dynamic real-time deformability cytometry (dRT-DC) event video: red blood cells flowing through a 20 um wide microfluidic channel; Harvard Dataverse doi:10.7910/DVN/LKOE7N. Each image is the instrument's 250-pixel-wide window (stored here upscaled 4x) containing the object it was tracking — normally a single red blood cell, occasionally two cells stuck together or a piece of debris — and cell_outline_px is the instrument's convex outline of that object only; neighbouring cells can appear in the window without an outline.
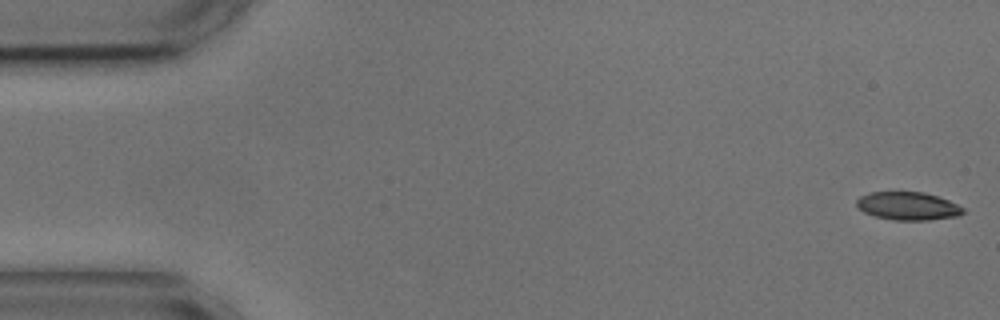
{"species": "common noctule bat (a hibernating species)", "species_latin": "Nyctalus noctula", "temperature_condition": "cold", "stored_images_in_passage": 55, "camera_frame_rate_fps": 3000, "um_per_image_px": 0.085, "animal": {"sex": "male", "body_mass_g": 17.9, "forearm_length_mm": 54.2}, "frame": {"image": 1, "passage_image": 1, "time_ms": 0.0, "image_size_px": [1000, 320], "cell_outline_px": [[964, 212], [960, 216], [928, 220], [896, 220], [876, 216], [864, 212], [856, 208], [856, 200], [860, 196], [872, 192], [924, 192], [948, 200], [964, 208]], "centroid_in_image_um": [77.16, 17.51], "position_along_channel_um": 7.8, "area_um2": 17.4}}
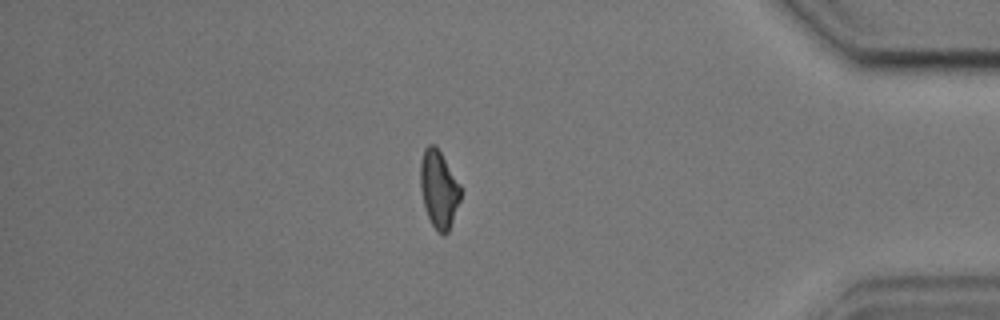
{"frame": {"image": 2, "passage_image": 47, "time_ms": 15.333, "image_size_px": [1000, 320], "cell_outline_px": [[460, 200], [448, 232], [444, 236], [432, 224], [424, 208], [420, 188], [420, 164], [424, 148], [428, 144], [436, 144], [460, 184]], "centroid_in_image_um": [37.28, 16.04], "position_along_channel_um": 397.9, "area_um2": 18.15}}
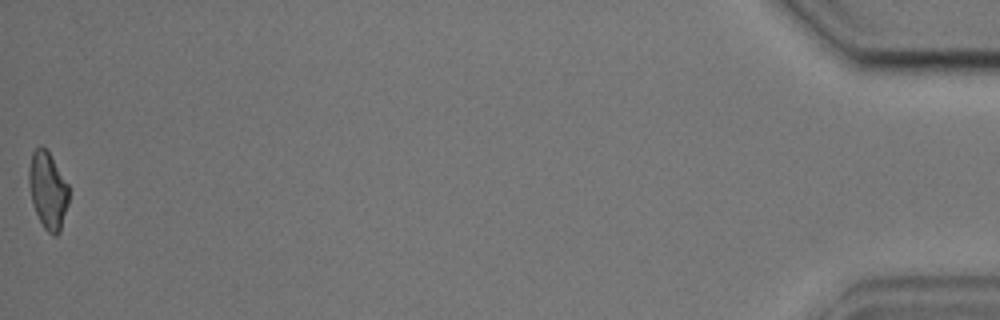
{"frame": {"image": 3, "passage_image": 55, "time_ms": 18.0, "image_size_px": [1000, 320], "cell_outline_px": [[68, 204], [60, 232], [56, 236], [52, 236], [44, 228], [32, 204], [28, 180], [28, 168], [32, 152], [40, 144], [48, 152], [68, 184]], "centroid_in_image_um": [4.05, 16.2], "position_along_channel_um": 431.1, "area_um2": 17.86}, "authors_computed_cell_mechanics": {"area_um2": 18.6694, "velocity_mm_per_s": 3.5937, "shape_relaxation_time_tau1_ms": 5.2307, "shape_relaxation_time_tau2_ms": 4.0685, "deformation_change_tau1": 0.1618, "deformation_change_tau2": 0.121}}